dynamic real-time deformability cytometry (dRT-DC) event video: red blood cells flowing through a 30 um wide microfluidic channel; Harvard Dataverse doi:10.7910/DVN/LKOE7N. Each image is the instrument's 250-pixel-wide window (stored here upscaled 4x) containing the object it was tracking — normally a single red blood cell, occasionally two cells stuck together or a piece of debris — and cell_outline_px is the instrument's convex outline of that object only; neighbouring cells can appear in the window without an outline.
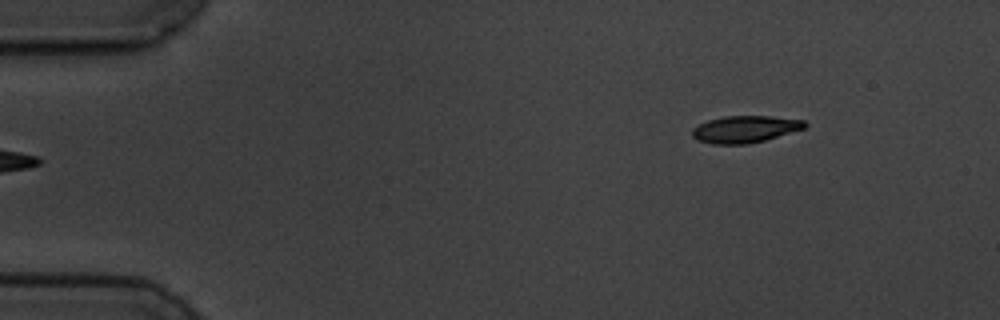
{"species": "common noctule bat (a hibernating species)", "species_latin": "Nyctalus noctula", "temperature_condition": "cold", "stored_images_in_passage": 5, "segment_of_instrument_passage": [2, 2], "camera_frame_rate_fps": 3000, "um_per_image_px": 0.085, "animal": {"sex": "male", "body_mass_g": 19.5, "forearm_length_mm": 54.6}, "frame": {"image": 1, "passage_image": 5, "time_ms": 5.667, "image_size_px": [1000, 320], "cell_outline_px": [[808, 124], [804, 128], [764, 140], [748, 144], [712, 144], [696, 140], [692, 136], [692, 128], [708, 120], [724, 116], [772, 116], [804, 120]], "centroid_in_image_um": [63.3, 10.98], "position_along_channel_um": 21.7, "area_um2": 17.63}}